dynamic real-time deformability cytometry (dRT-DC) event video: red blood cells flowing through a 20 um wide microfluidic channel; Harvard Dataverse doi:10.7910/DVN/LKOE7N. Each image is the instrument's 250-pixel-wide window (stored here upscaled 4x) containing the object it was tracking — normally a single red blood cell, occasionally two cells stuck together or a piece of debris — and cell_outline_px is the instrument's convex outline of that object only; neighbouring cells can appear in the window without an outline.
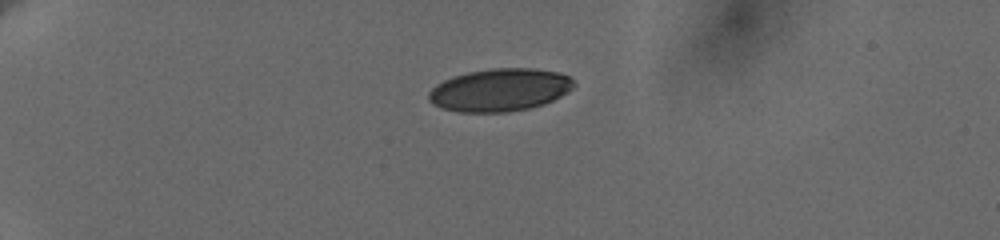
{"species": "human", "species_latin": "Homo sapiens", "temperature_condition": "cold", "stored_images_in_passage": 9, "camera_frame_rate_fps": 3000, "um_per_image_px": 0.085, "donor": {"sex": "female"}, "frame": {"image": 1, "passage_image": 1, "time_ms": 0.0, "image_size_px": [1000, 240], "cell_outline_px": [[576, 84], [568, 92], [544, 104], [528, 108], [508, 112], [460, 112], [444, 108], [432, 104], [428, 100], [428, 92], [436, 84], [452, 76], [468, 72], [492, 68], [532, 68], [556, 72], [568, 76]], "centroid_in_image_um": [42.46, 7.64], "position_along_channel_um": 42.5, "area_um2": 36.07}}
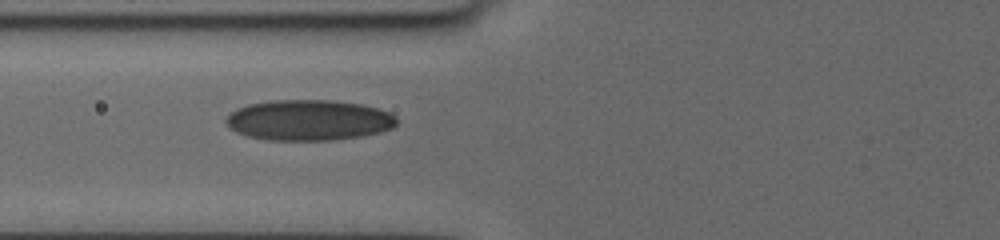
{"frame": {"image": 2, "passage_image": 6, "time_ms": 3.333, "image_size_px": [1000, 240], "cell_outline_px": [[396, 124], [392, 128], [380, 132], [360, 136], [332, 140], [268, 140], [248, 136], [236, 132], [228, 128], [224, 120], [236, 108], [248, 104], [272, 100], [332, 100], [360, 104], [380, 108], [396, 116]], "centroid_in_image_um": [26.22, 10.21], "position_along_channel_um": 99.6, "area_um2": 40.58}}
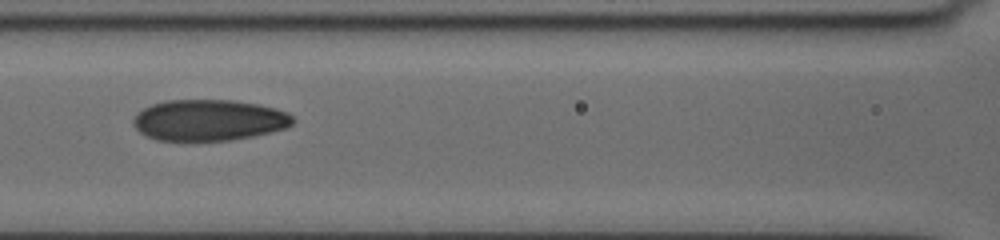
{"frame": {"image": 3, "passage_image": 8, "time_ms": 4.667, "image_size_px": [1000, 240], "cell_outline_px": [[296, 120], [292, 124], [284, 128], [252, 136], [232, 140], [156, 140], [140, 132], [132, 124], [132, 120], [136, 112], [152, 104], [168, 100], [232, 100], [256, 104], [276, 108], [288, 112]], "centroid_in_image_um": [17.74, 10.2], "position_along_channel_um": 148.9, "area_um2": 38.15}}